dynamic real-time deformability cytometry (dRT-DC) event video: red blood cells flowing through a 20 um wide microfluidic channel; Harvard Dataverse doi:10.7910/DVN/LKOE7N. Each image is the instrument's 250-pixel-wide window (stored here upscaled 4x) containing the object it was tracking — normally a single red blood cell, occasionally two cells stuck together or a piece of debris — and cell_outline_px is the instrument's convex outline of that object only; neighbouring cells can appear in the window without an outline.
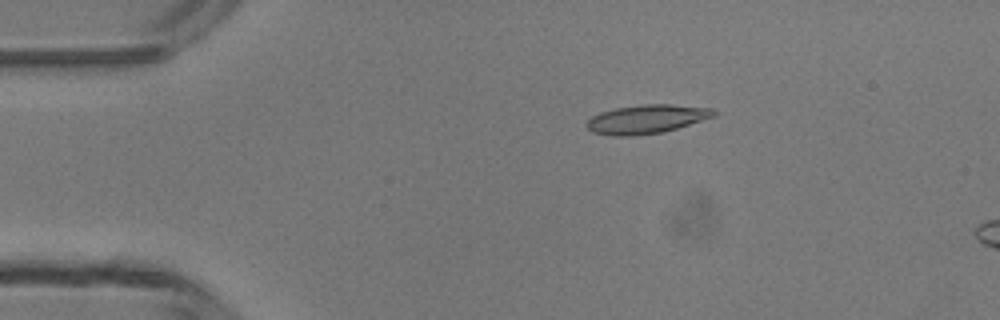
{"species": "common noctule bat (a hibernating species)", "species_latin": "Nyctalus noctula", "temperature_condition": "room temperature", "stored_images_in_passage": 5, "camera_frame_rate_fps": 3000, "um_per_image_px": 0.085, "animal": {"sex": "male", "body_mass_g": 13.3}, "frame": {"image": 1, "passage_image": 3, "time_ms": 2.333, "image_size_px": [1000, 320], "cell_outline_px": [[716, 116], [676, 128], [660, 132], [632, 136], [612, 136], [592, 132], [584, 124], [592, 116], [600, 112], [616, 108], [644, 104], [672, 104], [712, 108], [716, 112]], "centroid_in_image_um": [54.94, 10.12], "position_along_channel_um": 30.1, "area_um2": 21.27}}